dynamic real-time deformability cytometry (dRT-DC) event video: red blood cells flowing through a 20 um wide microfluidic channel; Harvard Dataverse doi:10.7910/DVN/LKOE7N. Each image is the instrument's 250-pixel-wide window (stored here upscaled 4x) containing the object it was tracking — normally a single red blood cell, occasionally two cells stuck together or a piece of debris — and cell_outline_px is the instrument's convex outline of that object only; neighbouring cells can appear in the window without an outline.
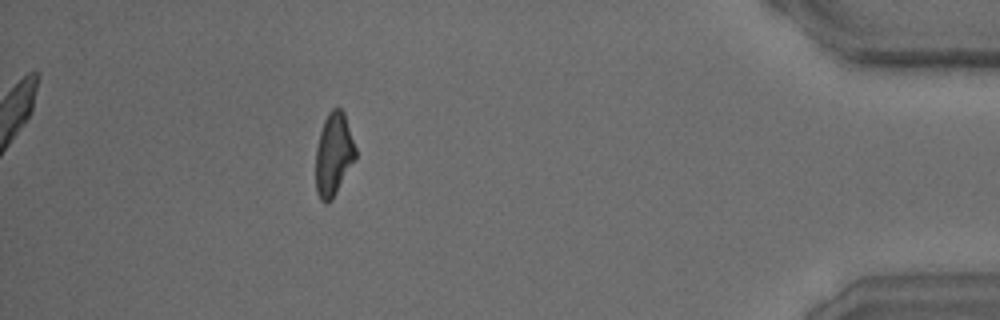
{"species": "common noctule bat (a hibernating species)", "species_latin": "Nyctalus noctula", "temperature_condition": "warm", "stored_images_in_passage": 32, "camera_frame_rate_fps": 3000, "um_per_image_px": 0.085, "animal": {"sex": "male", "body_mass_g": 15.6}, "frame": {"image": 1, "passage_image": 28, "time_ms": 9.0, "image_size_px": [1000, 320], "cell_outline_px": [[356, 160], [332, 200], [324, 204], [320, 200], [316, 192], [316, 148], [320, 132], [324, 120], [328, 112], [332, 108], [340, 108], [344, 112], [356, 148]], "centroid_in_image_um": [28.37, 13.15], "position_along_channel_um": 406.8, "area_um2": 19.48}}